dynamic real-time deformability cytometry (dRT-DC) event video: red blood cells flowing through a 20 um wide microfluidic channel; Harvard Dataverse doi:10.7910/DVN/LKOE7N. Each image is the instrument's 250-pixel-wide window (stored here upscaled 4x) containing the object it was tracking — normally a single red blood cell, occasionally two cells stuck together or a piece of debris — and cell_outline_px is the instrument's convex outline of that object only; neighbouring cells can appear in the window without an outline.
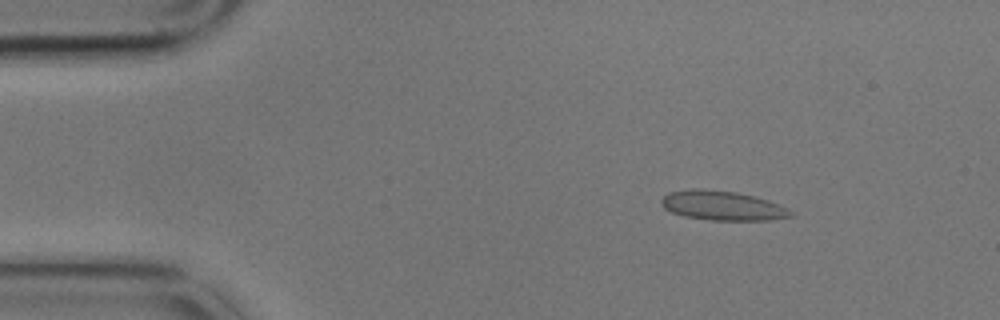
{"species": "common noctule bat (a hibernating species)", "species_latin": "Nyctalus noctula", "temperature_condition": "cold", "stored_images_in_passage": 4, "camera_frame_rate_fps": 3000, "um_per_image_px": 0.085, "animal": {"sex": "male", "body_mass_g": 17.9}, "frame": {"image": 1, "passage_image": 2, "time_ms": 0.333, "image_size_px": [1000, 320], "cell_outline_px": [[792, 216], [772, 220], [712, 220], [684, 216], [672, 212], [664, 208], [660, 204], [660, 200], [668, 192], [692, 188], [696, 188], [736, 192], [768, 200], [780, 204], [788, 208], [792, 212]], "centroid_in_image_um": [61.39, 17.47], "position_along_channel_um": 23.6, "area_um2": 22.2}}